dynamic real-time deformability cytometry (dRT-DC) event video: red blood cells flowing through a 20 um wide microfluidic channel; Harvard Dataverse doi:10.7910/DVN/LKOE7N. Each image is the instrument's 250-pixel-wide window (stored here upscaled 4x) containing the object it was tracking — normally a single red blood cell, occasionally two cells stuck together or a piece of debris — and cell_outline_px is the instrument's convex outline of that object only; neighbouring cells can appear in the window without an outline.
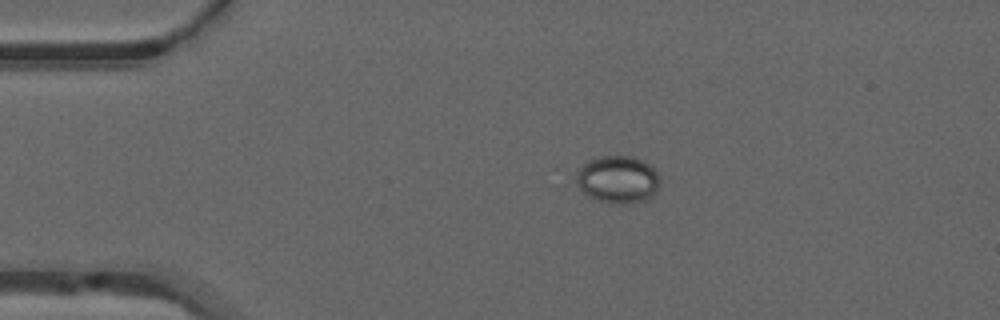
{"species": "common noctule bat (a hibernating species)", "species_latin": "Nyctalus noctula", "temperature_condition": "warm", "stored_images_in_passage": 42, "camera_frame_rate_fps": 3000, "um_per_image_px": 0.085, "animal": {"sex": "male", "forearm_length_mm": 52.5}, "frame": {"image": 1, "passage_image": 1, "time_ms": 0.0, "image_size_px": [1000, 320], "cell_outline_px": [[660, 188], [652, 196], [644, 200], [628, 204], [612, 204], [596, 200], [588, 196], [576, 184], [576, 172], [588, 160], [600, 156], [632, 156], [648, 164], [656, 172], [660, 180]], "centroid_in_image_um": [52.51, 15.27], "position_along_channel_um": 32.5, "area_um2": 23.29}}
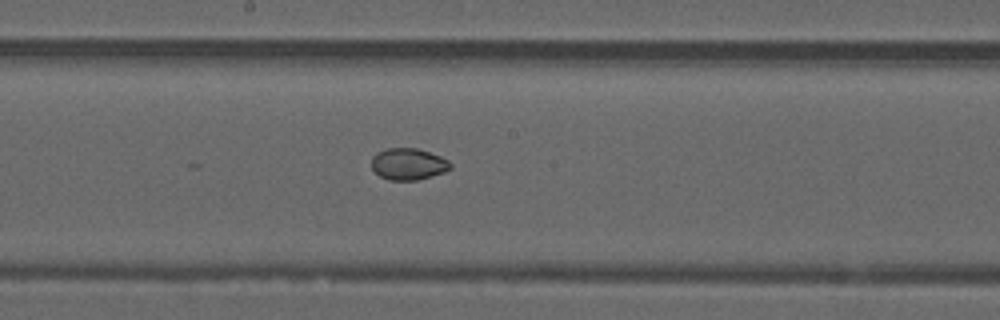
{"frame": {"image": 2, "passage_image": 18, "time_ms": 5.667, "image_size_px": [1000, 320], "cell_outline_px": [[452, 168], [444, 172], [416, 180], [388, 180], [380, 176], [372, 168], [372, 156], [376, 152], [388, 148], [416, 148], [440, 156], [448, 160], [452, 164]], "centroid_in_image_um": [34.7, 13.94], "position_along_channel_um": 213.5, "area_um2": 14.51}}
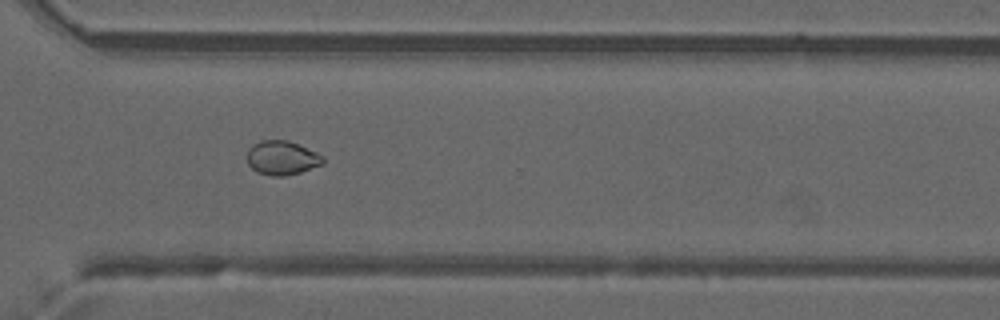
{"frame": {"image": 3, "passage_image": 28, "time_ms": 9.0, "image_size_px": [1000, 320], "cell_outline_px": [[324, 164], [300, 172], [284, 176], [272, 176], [256, 172], [248, 164], [248, 148], [252, 144], [260, 140], [284, 140], [296, 144], [316, 152], [324, 156]], "centroid_in_image_um": [23.95, 13.42], "position_along_channel_um": 346.6, "area_um2": 15.03}, "authors_computed_cell_mechanics": {"area_um2": 15.7505, "velocity_mm_per_s": 4.0062, "shape_relaxation_time_tau1_ms": null, "shape_relaxation_time_tau2_ms": 1.5334, "deformation_change_tau1": null, "deformation_change_tau2": 0.0357}}